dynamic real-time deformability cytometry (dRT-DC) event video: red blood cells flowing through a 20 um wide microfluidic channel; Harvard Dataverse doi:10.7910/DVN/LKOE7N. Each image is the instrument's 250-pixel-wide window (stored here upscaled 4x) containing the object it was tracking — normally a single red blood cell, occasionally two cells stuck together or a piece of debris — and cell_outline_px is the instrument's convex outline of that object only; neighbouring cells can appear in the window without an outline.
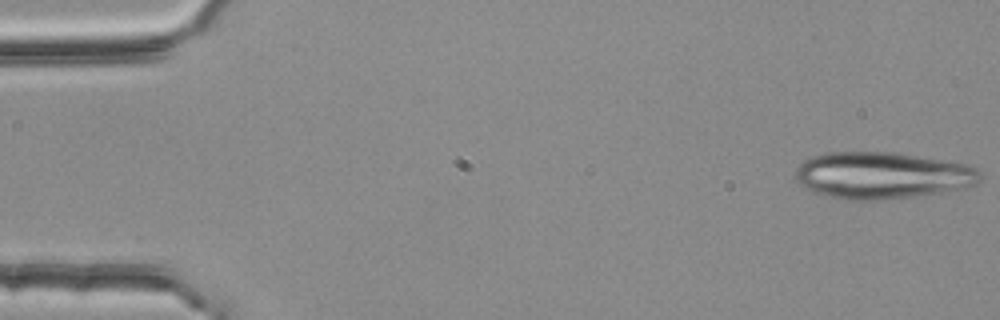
{"species": "common noctule bat (a hibernating species)", "species_latin": "Nyctalus noctula", "temperature_condition": "room temperature", "stored_images_in_passage": 4, "camera_frame_rate_fps": 3000, "um_per_image_px": 0.085, "animal": {"sex": "female", "body_mass_g": 25.1}, "frame": {"image": 1, "passage_image": 1, "time_ms": 0.0, "image_size_px": [1000, 320], "cell_outline_px": [[980, 180], [976, 184], [968, 188], [916, 196], [876, 200], [848, 200], [824, 196], [812, 192], [804, 188], [796, 180], [796, 168], [804, 160], [812, 156], [828, 152], [896, 152], [968, 164], [976, 168], [980, 172]], "centroid_in_image_um": [74.98, 14.91], "position_along_channel_um": 10.0, "area_um2": 50.81}}